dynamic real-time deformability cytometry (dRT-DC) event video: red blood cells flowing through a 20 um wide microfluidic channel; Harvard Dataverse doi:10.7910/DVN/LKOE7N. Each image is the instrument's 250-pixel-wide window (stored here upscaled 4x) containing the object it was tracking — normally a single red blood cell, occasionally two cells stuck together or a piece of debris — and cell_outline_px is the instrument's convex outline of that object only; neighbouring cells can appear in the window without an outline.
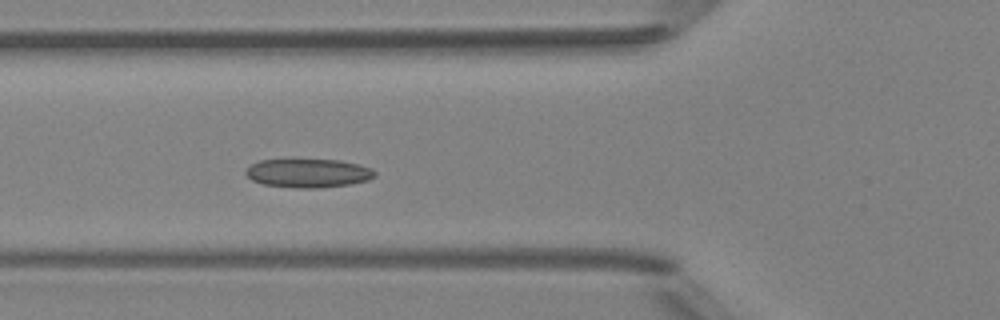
{"species": "Egyptian fruit bat (a non-hibernating species)", "species_latin": "Rousettus aegyptiacus", "temperature_condition": "room temperature", "stored_images_in_passage": 6, "camera_frame_rate_fps": 3000, "um_per_image_px": 0.085, "animal": {"sex": "female"}, "frame": {"image": 1, "passage_image": 5, "time_ms": 4.667, "image_size_px": [1000, 320], "cell_outline_px": [[376, 176], [368, 180], [352, 184], [320, 188], [300, 188], [264, 184], [252, 180], [244, 172], [252, 164], [260, 160], [292, 156], [340, 160], [360, 164], [372, 168], [376, 172]], "centroid_in_image_um": [26.21, 14.65], "position_along_channel_um": 99.6, "area_um2": 22.72}}